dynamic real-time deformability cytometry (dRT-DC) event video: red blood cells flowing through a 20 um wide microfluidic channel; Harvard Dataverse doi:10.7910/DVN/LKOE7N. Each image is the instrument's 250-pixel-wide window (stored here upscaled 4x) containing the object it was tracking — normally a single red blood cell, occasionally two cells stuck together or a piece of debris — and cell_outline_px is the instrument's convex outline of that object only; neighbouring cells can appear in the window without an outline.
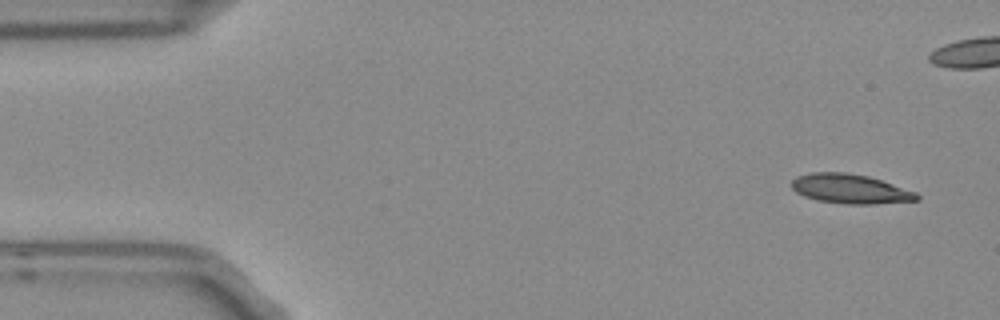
{"species": "Egyptian fruit bat (a non-hibernating species)", "species_latin": "Rousettus aegyptiacus", "temperature_condition": "room temperature", "stored_images_in_passage": 6, "camera_frame_rate_fps": 3000, "um_per_image_px": 0.085, "frame": {"image": 1, "passage_image": 1, "time_ms": 0.0, "image_size_px": [1000, 320], "cell_outline_px": [[920, 200], [876, 204], [848, 204], [816, 200], [804, 196], [796, 192], [788, 184], [796, 176], [812, 172], [844, 172], [868, 176], [916, 192], [920, 196]], "centroid_in_image_um": [72.24, 16.05], "position_along_channel_um": 12.8, "area_um2": 21.56}}